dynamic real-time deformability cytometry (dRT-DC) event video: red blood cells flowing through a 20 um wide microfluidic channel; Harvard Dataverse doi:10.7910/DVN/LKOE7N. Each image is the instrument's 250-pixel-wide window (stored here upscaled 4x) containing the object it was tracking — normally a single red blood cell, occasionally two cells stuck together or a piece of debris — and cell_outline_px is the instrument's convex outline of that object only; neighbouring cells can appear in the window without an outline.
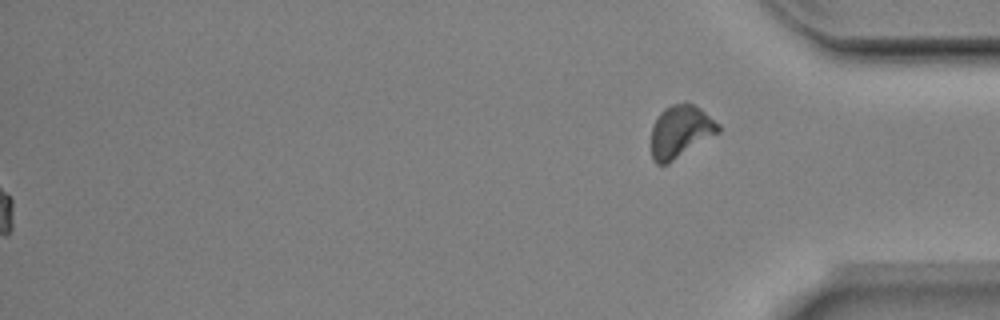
{"species": "Egyptian fruit bat (a non-hibernating species)", "species_latin": "Rousettus aegyptiacus", "temperature_condition": "room temperature", "stored_images_in_passage": 49, "segment_of_instrument_passage": [2, 2], "camera_frame_rate_fps": 3000, "um_per_image_px": 0.085, "animal": {"sex": "male"}, "frame": {"image": 1, "passage_image": 49, "time_ms": 16.0, "image_size_px": [1000, 320], "cell_outline_px": [[720, 132], [668, 164], [656, 164], [652, 160], [652, 128], [660, 112], [664, 108], [672, 104], [692, 104], [700, 108], [720, 124]], "centroid_in_image_um": [57.85, 11.19], "position_along_channel_um": 377.4, "area_um2": 20.35}}